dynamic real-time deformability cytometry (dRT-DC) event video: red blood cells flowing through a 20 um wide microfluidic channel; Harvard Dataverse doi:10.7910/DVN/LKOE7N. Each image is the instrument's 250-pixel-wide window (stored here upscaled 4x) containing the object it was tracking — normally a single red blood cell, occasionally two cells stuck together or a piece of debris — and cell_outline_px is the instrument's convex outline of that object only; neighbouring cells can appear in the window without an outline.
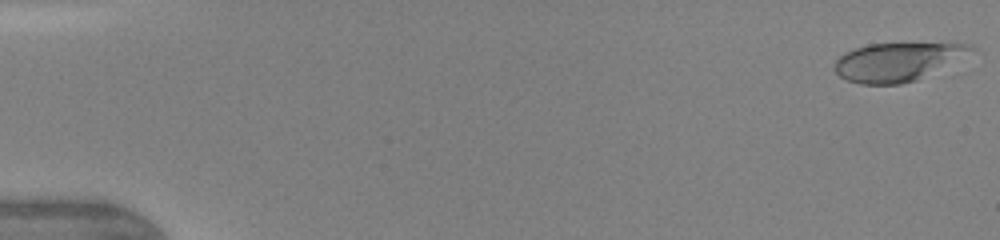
{"species": "human", "species_latin": "Homo sapiens", "temperature_condition": "warm", "stored_images_in_passage": 29, "camera_frame_rate_fps": 3000, "um_per_image_px": 0.085, "donor": {"sex": "female"}, "frame": {"image": 1, "passage_image": 1, "time_ms": 0.0, "image_size_px": [1000, 240], "cell_outline_px": [[976, 48], [916, 80], [900, 84], [860, 84], [848, 80], [840, 76], [832, 68], [836, 60], [844, 52], [868, 44], [972, 44]], "centroid_in_image_um": [76.15, 5.26], "position_along_channel_um": 8.9, "area_um2": 29.48}}
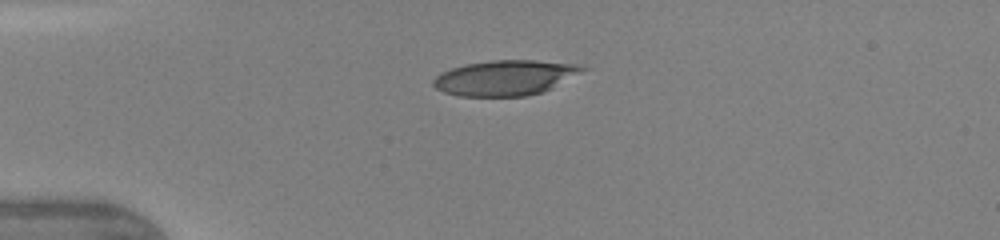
{"frame": {"image": 2, "passage_image": 10, "time_ms": 3.667, "image_size_px": [1000, 240], "cell_outline_px": [[592, 68], [544, 92], [524, 96], [460, 96], [444, 92], [436, 88], [432, 84], [432, 80], [440, 72], [452, 68], [468, 64], [492, 60], [536, 60], [576, 64]], "centroid_in_image_um": [42.99, 6.61], "position_along_channel_um": 42.0, "area_um2": 30.81}}